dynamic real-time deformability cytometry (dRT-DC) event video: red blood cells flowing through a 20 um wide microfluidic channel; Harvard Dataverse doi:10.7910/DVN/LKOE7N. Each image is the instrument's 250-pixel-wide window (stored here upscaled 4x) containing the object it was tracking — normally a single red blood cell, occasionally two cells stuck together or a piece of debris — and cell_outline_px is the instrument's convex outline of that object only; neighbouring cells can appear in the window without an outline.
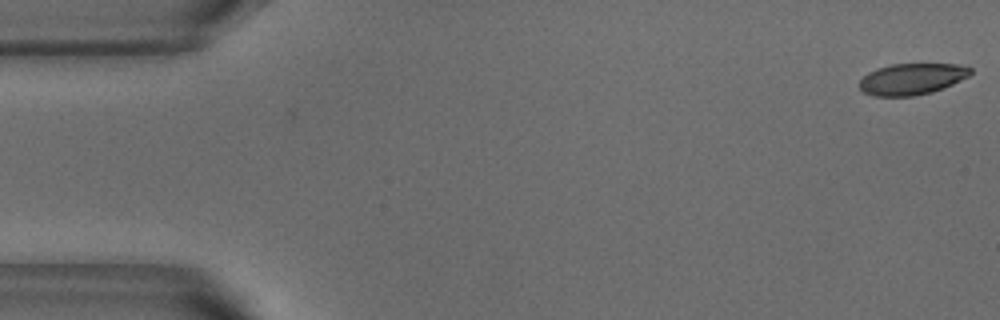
{"species": "common noctule bat (a hibernating species)", "species_latin": "Nyctalus noctula", "temperature_condition": "warm", "stored_images_in_passage": 53, "camera_frame_rate_fps": 3000, "um_per_image_px": 0.085, "animal": {"sex": "male", "body_mass_g": 18.8}, "frame": {"image": 1, "passage_image": 1, "time_ms": 0.0, "image_size_px": [1000, 320], "cell_outline_px": [[972, 72], [968, 76], [944, 88], [932, 92], [912, 96], [872, 96], [864, 92], [860, 88], [860, 80], [868, 72], [876, 68], [892, 64], [956, 64], [972, 68]], "centroid_in_image_um": [77.49, 6.71], "position_along_channel_um": 7.5, "area_um2": 20.23}}
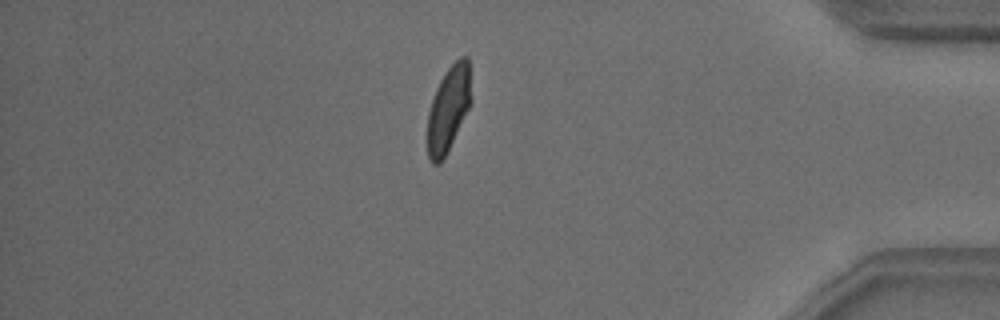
{"frame": {"image": 2, "passage_image": 45, "time_ms": 14.667, "image_size_px": [1000, 320], "cell_outline_px": [[472, 104], [440, 164], [432, 164], [428, 160], [428, 112], [436, 88], [444, 72], [460, 56], [468, 56], [472, 100]], "centroid_in_image_um": [38.14, 9.23], "position_along_channel_um": 397.1, "area_um2": 21.85}}
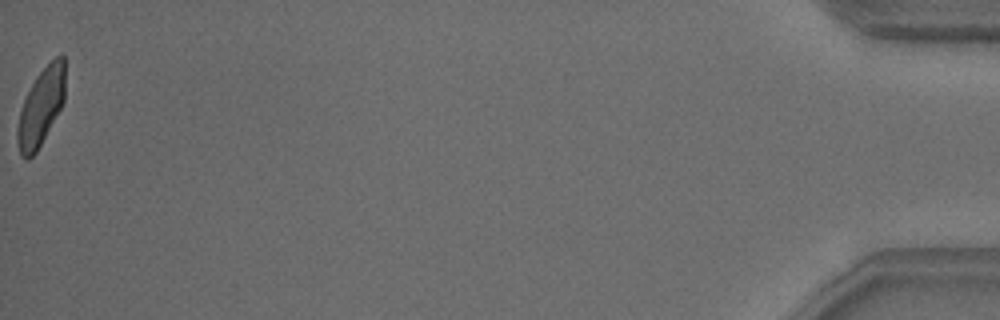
{"frame": {"image": 3, "passage_image": 53, "time_ms": 17.333, "image_size_px": [1000, 320], "cell_outline_px": [[64, 100], [60, 108], [36, 152], [28, 160], [24, 160], [20, 156], [16, 144], [16, 128], [20, 108], [36, 76], [60, 52], [64, 56]], "centroid_in_image_um": [3.44, 9.13], "position_along_channel_um": 431.8, "area_um2": 21.39}, "authors_computed_cell_mechanics": {"area_um2": 22.4264, "velocity_mm_per_s": 3.7868, "shape_relaxation_time_tau1_ms": 3.7214, "shape_relaxation_time_tau2_ms": 0.8976, "deformation_change_tau1": 0.1578, "deformation_change_tau2": 0.0603}}